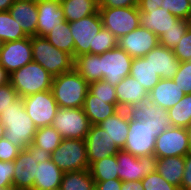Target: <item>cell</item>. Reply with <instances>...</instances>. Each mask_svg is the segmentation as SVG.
<instances>
[{
	"label": "cell",
	"mask_w": 191,
	"mask_h": 190,
	"mask_svg": "<svg viewBox=\"0 0 191 190\" xmlns=\"http://www.w3.org/2000/svg\"><path fill=\"white\" fill-rule=\"evenodd\" d=\"M52 161L62 172L89 169L85 140L62 139L50 155Z\"/></svg>",
	"instance_id": "52a82bcc"
},
{
	"label": "cell",
	"mask_w": 191,
	"mask_h": 190,
	"mask_svg": "<svg viewBox=\"0 0 191 190\" xmlns=\"http://www.w3.org/2000/svg\"><path fill=\"white\" fill-rule=\"evenodd\" d=\"M191 186V152L185 156V169L181 184V190H187Z\"/></svg>",
	"instance_id": "681fc988"
},
{
	"label": "cell",
	"mask_w": 191,
	"mask_h": 190,
	"mask_svg": "<svg viewBox=\"0 0 191 190\" xmlns=\"http://www.w3.org/2000/svg\"><path fill=\"white\" fill-rule=\"evenodd\" d=\"M32 61L31 37L3 43L0 51V64L9 74Z\"/></svg>",
	"instance_id": "9a60e30c"
},
{
	"label": "cell",
	"mask_w": 191,
	"mask_h": 190,
	"mask_svg": "<svg viewBox=\"0 0 191 190\" xmlns=\"http://www.w3.org/2000/svg\"><path fill=\"white\" fill-rule=\"evenodd\" d=\"M89 91L95 96V99L108 100L110 104H118L115 86L104 80L89 83Z\"/></svg>",
	"instance_id": "74e56055"
},
{
	"label": "cell",
	"mask_w": 191,
	"mask_h": 190,
	"mask_svg": "<svg viewBox=\"0 0 191 190\" xmlns=\"http://www.w3.org/2000/svg\"><path fill=\"white\" fill-rule=\"evenodd\" d=\"M190 152L186 128L171 126L156 137L154 155L157 158L186 156Z\"/></svg>",
	"instance_id": "5bb4252c"
},
{
	"label": "cell",
	"mask_w": 191,
	"mask_h": 190,
	"mask_svg": "<svg viewBox=\"0 0 191 190\" xmlns=\"http://www.w3.org/2000/svg\"><path fill=\"white\" fill-rule=\"evenodd\" d=\"M51 190H61V188L59 187V188H56V189H51Z\"/></svg>",
	"instance_id": "91938a15"
},
{
	"label": "cell",
	"mask_w": 191,
	"mask_h": 190,
	"mask_svg": "<svg viewBox=\"0 0 191 190\" xmlns=\"http://www.w3.org/2000/svg\"><path fill=\"white\" fill-rule=\"evenodd\" d=\"M158 44V36L141 26L118 39V46L132 58L144 57Z\"/></svg>",
	"instance_id": "2e32d148"
},
{
	"label": "cell",
	"mask_w": 191,
	"mask_h": 190,
	"mask_svg": "<svg viewBox=\"0 0 191 190\" xmlns=\"http://www.w3.org/2000/svg\"><path fill=\"white\" fill-rule=\"evenodd\" d=\"M172 50L180 62L191 60V29H187L180 42Z\"/></svg>",
	"instance_id": "b9f144b4"
},
{
	"label": "cell",
	"mask_w": 191,
	"mask_h": 190,
	"mask_svg": "<svg viewBox=\"0 0 191 190\" xmlns=\"http://www.w3.org/2000/svg\"><path fill=\"white\" fill-rule=\"evenodd\" d=\"M21 149L5 137L0 139V161H14Z\"/></svg>",
	"instance_id": "bcb514c9"
},
{
	"label": "cell",
	"mask_w": 191,
	"mask_h": 190,
	"mask_svg": "<svg viewBox=\"0 0 191 190\" xmlns=\"http://www.w3.org/2000/svg\"><path fill=\"white\" fill-rule=\"evenodd\" d=\"M49 157L33 145L21 150L14 160L13 190H32L38 164Z\"/></svg>",
	"instance_id": "8992f818"
},
{
	"label": "cell",
	"mask_w": 191,
	"mask_h": 190,
	"mask_svg": "<svg viewBox=\"0 0 191 190\" xmlns=\"http://www.w3.org/2000/svg\"><path fill=\"white\" fill-rule=\"evenodd\" d=\"M52 126L63 139L85 140L91 123L83 108H59L53 118Z\"/></svg>",
	"instance_id": "ba28073f"
},
{
	"label": "cell",
	"mask_w": 191,
	"mask_h": 190,
	"mask_svg": "<svg viewBox=\"0 0 191 190\" xmlns=\"http://www.w3.org/2000/svg\"><path fill=\"white\" fill-rule=\"evenodd\" d=\"M168 11L180 18L187 20L190 13L191 7L188 0H166Z\"/></svg>",
	"instance_id": "ee69618b"
},
{
	"label": "cell",
	"mask_w": 191,
	"mask_h": 190,
	"mask_svg": "<svg viewBox=\"0 0 191 190\" xmlns=\"http://www.w3.org/2000/svg\"><path fill=\"white\" fill-rule=\"evenodd\" d=\"M171 126L188 128L191 125V94H186L176 105L168 109Z\"/></svg>",
	"instance_id": "e575fe53"
},
{
	"label": "cell",
	"mask_w": 191,
	"mask_h": 190,
	"mask_svg": "<svg viewBox=\"0 0 191 190\" xmlns=\"http://www.w3.org/2000/svg\"><path fill=\"white\" fill-rule=\"evenodd\" d=\"M38 23L36 36L45 37L58 24L65 20L61 3L56 0H38Z\"/></svg>",
	"instance_id": "ac0fdd59"
},
{
	"label": "cell",
	"mask_w": 191,
	"mask_h": 190,
	"mask_svg": "<svg viewBox=\"0 0 191 190\" xmlns=\"http://www.w3.org/2000/svg\"><path fill=\"white\" fill-rule=\"evenodd\" d=\"M8 11L13 19L21 25L27 36H36L38 23L37 1L16 0Z\"/></svg>",
	"instance_id": "ffe728a7"
},
{
	"label": "cell",
	"mask_w": 191,
	"mask_h": 190,
	"mask_svg": "<svg viewBox=\"0 0 191 190\" xmlns=\"http://www.w3.org/2000/svg\"><path fill=\"white\" fill-rule=\"evenodd\" d=\"M126 112L129 131L122 150L135 157L154 155L156 137L171 127L168 110L146 98L127 108Z\"/></svg>",
	"instance_id": "6da1fadb"
},
{
	"label": "cell",
	"mask_w": 191,
	"mask_h": 190,
	"mask_svg": "<svg viewBox=\"0 0 191 190\" xmlns=\"http://www.w3.org/2000/svg\"><path fill=\"white\" fill-rule=\"evenodd\" d=\"M32 58L53 77L74 69V58L71 54L54 47L46 37H31Z\"/></svg>",
	"instance_id": "277c9868"
},
{
	"label": "cell",
	"mask_w": 191,
	"mask_h": 190,
	"mask_svg": "<svg viewBox=\"0 0 191 190\" xmlns=\"http://www.w3.org/2000/svg\"><path fill=\"white\" fill-rule=\"evenodd\" d=\"M59 132L53 126L39 127L34 135L32 145L38 148L42 154L51 155L62 141Z\"/></svg>",
	"instance_id": "4dcf8cb0"
},
{
	"label": "cell",
	"mask_w": 191,
	"mask_h": 190,
	"mask_svg": "<svg viewBox=\"0 0 191 190\" xmlns=\"http://www.w3.org/2000/svg\"><path fill=\"white\" fill-rule=\"evenodd\" d=\"M86 151L89 167L98 160L116 155L120 150L107 132L98 125H91L86 139Z\"/></svg>",
	"instance_id": "e0dca14e"
},
{
	"label": "cell",
	"mask_w": 191,
	"mask_h": 190,
	"mask_svg": "<svg viewBox=\"0 0 191 190\" xmlns=\"http://www.w3.org/2000/svg\"><path fill=\"white\" fill-rule=\"evenodd\" d=\"M122 181L120 179H109L95 182L96 190H121Z\"/></svg>",
	"instance_id": "f907efd6"
},
{
	"label": "cell",
	"mask_w": 191,
	"mask_h": 190,
	"mask_svg": "<svg viewBox=\"0 0 191 190\" xmlns=\"http://www.w3.org/2000/svg\"><path fill=\"white\" fill-rule=\"evenodd\" d=\"M149 59L151 67L162 79H172L179 68L180 61L171 48L158 44L144 57Z\"/></svg>",
	"instance_id": "d6986e66"
},
{
	"label": "cell",
	"mask_w": 191,
	"mask_h": 190,
	"mask_svg": "<svg viewBox=\"0 0 191 190\" xmlns=\"http://www.w3.org/2000/svg\"><path fill=\"white\" fill-rule=\"evenodd\" d=\"M74 69L88 82L102 80L100 55L81 54L74 58Z\"/></svg>",
	"instance_id": "f546056e"
},
{
	"label": "cell",
	"mask_w": 191,
	"mask_h": 190,
	"mask_svg": "<svg viewBox=\"0 0 191 190\" xmlns=\"http://www.w3.org/2000/svg\"><path fill=\"white\" fill-rule=\"evenodd\" d=\"M187 130V133H188V139H189V146H190V149H191V125L186 128Z\"/></svg>",
	"instance_id": "9f6ffc18"
},
{
	"label": "cell",
	"mask_w": 191,
	"mask_h": 190,
	"mask_svg": "<svg viewBox=\"0 0 191 190\" xmlns=\"http://www.w3.org/2000/svg\"><path fill=\"white\" fill-rule=\"evenodd\" d=\"M185 169V156L157 158L156 171L170 184L180 188Z\"/></svg>",
	"instance_id": "4316f807"
},
{
	"label": "cell",
	"mask_w": 191,
	"mask_h": 190,
	"mask_svg": "<svg viewBox=\"0 0 191 190\" xmlns=\"http://www.w3.org/2000/svg\"><path fill=\"white\" fill-rule=\"evenodd\" d=\"M118 46V38L104 27L96 34L94 55H101Z\"/></svg>",
	"instance_id": "f35d334b"
},
{
	"label": "cell",
	"mask_w": 191,
	"mask_h": 190,
	"mask_svg": "<svg viewBox=\"0 0 191 190\" xmlns=\"http://www.w3.org/2000/svg\"><path fill=\"white\" fill-rule=\"evenodd\" d=\"M28 37L9 11H0V40L12 42Z\"/></svg>",
	"instance_id": "d590c367"
},
{
	"label": "cell",
	"mask_w": 191,
	"mask_h": 190,
	"mask_svg": "<svg viewBox=\"0 0 191 190\" xmlns=\"http://www.w3.org/2000/svg\"><path fill=\"white\" fill-rule=\"evenodd\" d=\"M187 22H188L189 29H191V13H190V15H189V17L187 19Z\"/></svg>",
	"instance_id": "6f0895ef"
},
{
	"label": "cell",
	"mask_w": 191,
	"mask_h": 190,
	"mask_svg": "<svg viewBox=\"0 0 191 190\" xmlns=\"http://www.w3.org/2000/svg\"><path fill=\"white\" fill-rule=\"evenodd\" d=\"M61 190H95V181L89 169L64 172Z\"/></svg>",
	"instance_id": "1f68e13d"
},
{
	"label": "cell",
	"mask_w": 191,
	"mask_h": 190,
	"mask_svg": "<svg viewBox=\"0 0 191 190\" xmlns=\"http://www.w3.org/2000/svg\"><path fill=\"white\" fill-rule=\"evenodd\" d=\"M139 11H168L166 0H138Z\"/></svg>",
	"instance_id": "7dc6e473"
},
{
	"label": "cell",
	"mask_w": 191,
	"mask_h": 190,
	"mask_svg": "<svg viewBox=\"0 0 191 190\" xmlns=\"http://www.w3.org/2000/svg\"><path fill=\"white\" fill-rule=\"evenodd\" d=\"M45 37L54 47L71 54L74 58V39L68 21L58 24Z\"/></svg>",
	"instance_id": "d6a6232c"
},
{
	"label": "cell",
	"mask_w": 191,
	"mask_h": 190,
	"mask_svg": "<svg viewBox=\"0 0 191 190\" xmlns=\"http://www.w3.org/2000/svg\"><path fill=\"white\" fill-rule=\"evenodd\" d=\"M51 91L59 108H82L89 83L73 69L53 77Z\"/></svg>",
	"instance_id": "3957f363"
},
{
	"label": "cell",
	"mask_w": 191,
	"mask_h": 190,
	"mask_svg": "<svg viewBox=\"0 0 191 190\" xmlns=\"http://www.w3.org/2000/svg\"><path fill=\"white\" fill-rule=\"evenodd\" d=\"M116 158L117 172L121 181H140L156 171L157 157L155 155L135 157L131 153L119 150Z\"/></svg>",
	"instance_id": "8fae6325"
},
{
	"label": "cell",
	"mask_w": 191,
	"mask_h": 190,
	"mask_svg": "<svg viewBox=\"0 0 191 190\" xmlns=\"http://www.w3.org/2000/svg\"><path fill=\"white\" fill-rule=\"evenodd\" d=\"M172 80L185 94H191V62H180L178 71Z\"/></svg>",
	"instance_id": "60d3db41"
},
{
	"label": "cell",
	"mask_w": 191,
	"mask_h": 190,
	"mask_svg": "<svg viewBox=\"0 0 191 190\" xmlns=\"http://www.w3.org/2000/svg\"><path fill=\"white\" fill-rule=\"evenodd\" d=\"M74 39V58L81 54H93L96 34L103 27L99 12L78 21L69 22Z\"/></svg>",
	"instance_id": "30bf717a"
},
{
	"label": "cell",
	"mask_w": 191,
	"mask_h": 190,
	"mask_svg": "<svg viewBox=\"0 0 191 190\" xmlns=\"http://www.w3.org/2000/svg\"><path fill=\"white\" fill-rule=\"evenodd\" d=\"M3 41L2 40H0V51H1V49H2V47H3Z\"/></svg>",
	"instance_id": "680465c9"
},
{
	"label": "cell",
	"mask_w": 191,
	"mask_h": 190,
	"mask_svg": "<svg viewBox=\"0 0 191 190\" xmlns=\"http://www.w3.org/2000/svg\"><path fill=\"white\" fill-rule=\"evenodd\" d=\"M188 28L187 20L179 18L173 27L159 37V44L172 49L180 42Z\"/></svg>",
	"instance_id": "8d00e7d4"
},
{
	"label": "cell",
	"mask_w": 191,
	"mask_h": 190,
	"mask_svg": "<svg viewBox=\"0 0 191 190\" xmlns=\"http://www.w3.org/2000/svg\"><path fill=\"white\" fill-rule=\"evenodd\" d=\"M133 58L122 48H115L100 55L102 80L116 86L123 78L130 75Z\"/></svg>",
	"instance_id": "4fadbf2b"
},
{
	"label": "cell",
	"mask_w": 191,
	"mask_h": 190,
	"mask_svg": "<svg viewBox=\"0 0 191 190\" xmlns=\"http://www.w3.org/2000/svg\"><path fill=\"white\" fill-rule=\"evenodd\" d=\"M89 170L95 182L119 179L116 155H110L106 158L95 161L90 166Z\"/></svg>",
	"instance_id": "836d02e7"
},
{
	"label": "cell",
	"mask_w": 191,
	"mask_h": 190,
	"mask_svg": "<svg viewBox=\"0 0 191 190\" xmlns=\"http://www.w3.org/2000/svg\"><path fill=\"white\" fill-rule=\"evenodd\" d=\"M63 175L64 172H62L49 157L45 162L38 164L32 190H51L59 188Z\"/></svg>",
	"instance_id": "cb8c5ba5"
},
{
	"label": "cell",
	"mask_w": 191,
	"mask_h": 190,
	"mask_svg": "<svg viewBox=\"0 0 191 190\" xmlns=\"http://www.w3.org/2000/svg\"><path fill=\"white\" fill-rule=\"evenodd\" d=\"M61 7L65 20L74 22L99 12V0H64Z\"/></svg>",
	"instance_id": "83f0119b"
},
{
	"label": "cell",
	"mask_w": 191,
	"mask_h": 190,
	"mask_svg": "<svg viewBox=\"0 0 191 190\" xmlns=\"http://www.w3.org/2000/svg\"><path fill=\"white\" fill-rule=\"evenodd\" d=\"M23 105L37 128L52 126L59 109L51 90L23 97Z\"/></svg>",
	"instance_id": "7c38bea8"
},
{
	"label": "cell",
	"mask_w": 191,
	"mask_h": 190,
	"mask_svg": "<svg viewBox=\"0 0 191 190\" xmlns=\"http://www.w3.org/2000/svg\"><path fill=\"white\" fill-rule=\"evenodd\" d=\"M97 125L107 132L120 150L123 149L129 131V117L126 110L120 109L114 115L107 117Z\"/></svg>",
	"instance_id": "603a6c76"
},
{
	"label": "cell",
	"mask_w": 191,
	"mask_h": 190,
	"mask_svg": "<svg viewBox=\"0 0 191 190\" xmlns=\"http://www.w3.org/2000/svg\"><path fill=\"white\" fill-rule=\"evenodd\" d=\"M14 161H0V189L13 190Z\"/></svg>",
	"instance_id": "7bdbcfd3"
},
{
	"label": "cell",
	"mask_w": 191,
	"mask_h": 190,
	"mask_svg": "<svg viewBox=\"0 0 191 190\" xmlns=\"http://www.w3.org/2000/svg\"><path fill=\"white\" fill-rule=\"evenodd\" d=\"M0 121L5 127L4 137L21 150L32 145L37 127L27 114L23 98L19 97L7 110L2 111Z\"/></svg>",
	"instance_id": "7a4b0ae2"
},
{
	"label": "cell",
	"mask_w": 191,
	"mask_h": 190,
	"mask_svg": "<svg viewBox=\"0 0 191 190\" xmlns=\"http://www.w3.org/2000/svg\"><path fill=\"white\" fill-rule=\"evenodd\" d=\"M10 82V74L0 64V86H3Z\"/></svg>",
	"instance_id": "f5cc1de1"
},
{
	"label": "cell",
	"mask_w": 191,
	"mask_h": 190,
	"mask_svg": "<svg viewBox=\"0 0 191 190\" xmlns=\"http://www.w3.org/2000/svg\"><path fill=\"white\" fill-rule=\"evenodd\" d=\"M130 76L135 78L148 92L160 81L161 77L153 70L149 59L133 58Z\"/></svg>",
	"instance_id": "f1b7e54d"
},
{
	"label": "cell",
	"mask_w": 191,
	"mask_h": 190,
	"mask_svg": "<svg viewBox=\"0 0 191 190\" xmlns=\"http://www.w3.org/2000/svg\"><path fill=\"white\" fill-rule=\"evenodd\" d=\"M144 190H180L167 182L157 171L148 174L141 180Z\"/></svg>",
	"instance_id": "ab89813d"
},
{
	"label": "cell",
	"mask_w": 191,
	"mask_h": 190,
	"mask_svg": "<svg viewBox=\"0 0 191 190\" xmlns=\"http://www.w3.org/2000/svg\"><path fill=\"white\" fill-rule=\"evenodd\" d=\"M16 0H0V11H8Z\"/></svg>",
	"instance_id": "db71d44e"
},
{
	"label": "cell",
	"mask_w": 191,
	"mask_h": 190,
	"mask_svg": "<svg viewBox=\"0 0 191 190\" xmlns=\"http://www.w3.org/2000/svg\"><path fill=\"white\" fill-rule=\"evenodd\" d=\"M19 98L18 93L11 83L0 86V115L7 110Z\"/></svg>",
	"instance_id": "f6af8a7d"
},
{
	"label": "cell",
	"mask_w": 191,
	"mask_h": 190,
	"mask_svg": "<svg viewBox=\"0 0 191 190\" xmlns=\"http://www.w3.org/2000/svg\"><path fill=\"white\" fill-rule=\"evenodd\" d=\"M136 6H138V0H99V7L118 8Z\"/></svg>",
	"instance_id": "c3c4849f"
},
{
	"label": "cell",
	"mask_w": 191,
	"mask_h": 190,
	"mask_svg": "<svg viewBox=\"0 0 191 190\" xmlns=\"http://www.w3.org/2000/svg\"><path fill=\"white\" fill-rule=\"evenodd\" d=\"M118 107L126 110L148 98V91L133 77L126 76L116 86Z\"/></svg>",
	"instance_id": "44dd1931"
},
{
	"label": "cell",
	"mask_w": 191,
	"mask_h": 190,
	"mask_svg": "<svg viewBox=\"0 0 191 190\" xmlns=\"http://www.w3.org/2000/svg\"><path fill=\"white\" fill-rule=\"evenodd\" d=\"M121 190H144L140 181H122Z\"/></svg>",
	"instance_id": "816d5d0a"
},
{
	"label": "cell",
	"mask_w": 191,
	"mask_h": 190,
	"mask_svg": "<svg viewBox=\"0 0 191 190\" xmlns=\"http://www.w3.org/2000/svg\"><path fill=\"white\" fill-rule=\"evenodd\" d=\"M53 76L34 61L10 74V83L19 97L51 90Z\"/></svg>",
	"instance_id": "5b68a950"
},
{
	"label": "cell",
	"mask_w": 191,
	"mask_h": 190,
	"mask_svg": "<svg viewBox=\"0 0 191 190\" xmlns=\"http://www.w3.org/2000/svg\"><path fill=\"white\" fill-rule=\"evenodd\" d=\"M82 108L91 125L99 124L120 110L118 104H110L108 100L95 99L90 91L86 95Z\"/></svg>",
	"instance_id": "d4e9b609"
},
{
	"label": "cell",
	"mask_w": 191,
	"mask_h": 190,
	"mask_svg": "<svg viewBox=\"0 0 191 190\" xmlns=\"http://www.w3.org/2000/svg\"><path fill=\"white\" fill-rule=\"evenodd\" d=\"M178 19L169 11H140V26L152 31L158 38Z\"/></svg>",
	"instance_id": "484cf974"
},
{
	"label": "cell",
	"mask_w": 191,
	"mask_h": 190,
	"mask_svg": "<svg viewBox=\"0 0 191 190\" xmlns=\"http://www.w3.org/2000/svg\"><path fill=\"white\" fill-rule=\"evenodd\" d=\"M102 25L118 39L140 26V11L136 7H99Z\"/></svg>",
	"instance_id": "9c48e42d"
},
{
	"label": "cell",
	"mask_w": 191,
	"mask_h": 190,
	"mask_svg": "<svg viewBox=\"0 0 191 190\" xmlns=\"http://www.w3.org/2000/svg\"><path fill=\"white\" fill-rule=\"evenodd\" d=\"M185 95L172 79L162 78L148 92V98L152 103L167 110L176 105Z\"/></svg>",
	"instance_id": "7402d4cb"
},
{
	"label": "cell",
	"mask_w": 191,
	"mask_h": 190,
	"mask_svg": "<svg viewBox=\"0 0 191 190\" xmlns=\"http://www.w3.org/2000/svg\"><path fill=\"white\" fill-rule=\"evenodd\" d=\"M4 134H5V127L0 121V139L4 137Z\"/></svg>",
	"instance_id": "11a10c76"
}]
</instances>
